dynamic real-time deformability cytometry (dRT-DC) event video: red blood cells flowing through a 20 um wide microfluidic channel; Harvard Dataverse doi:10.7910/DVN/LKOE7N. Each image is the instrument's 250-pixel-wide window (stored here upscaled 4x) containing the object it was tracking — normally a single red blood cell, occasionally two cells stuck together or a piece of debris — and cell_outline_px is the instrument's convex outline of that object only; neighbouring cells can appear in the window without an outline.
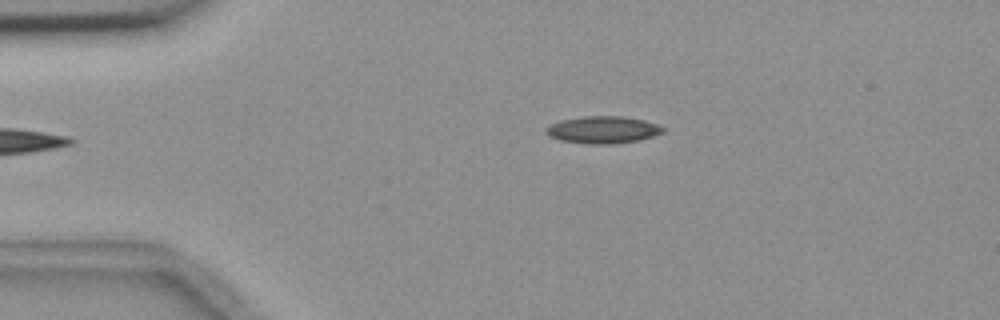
{"species": "common noctule bat (a hibernating species)", "species_latin": "Nyctalus noctula", "temperature_condition": "room temperature", "stored_images_in_passage": 4, "camera_frame_rate_fps": 3000, "um_per_image_px": 0.085, "animal": {"sex": "female", "body_mass_g": 18.4}, "frame": {"image": 1, "passage_image": 4, "time_ms": 5.0, "image_size_px": [1000, 320], "cell_outline_px": [[668, 128], [664, 132], [640, 140], [612, 144], [588, 144], [560, 140], [548, 136], [544, 132], [544, 128], [560, 120], [584, 116], [624, 116], [644, 120]], "centroid_in_image_um": [51.25, 11.03], "position_along_channel_um": 33.8, "area_um2": 18.73}}